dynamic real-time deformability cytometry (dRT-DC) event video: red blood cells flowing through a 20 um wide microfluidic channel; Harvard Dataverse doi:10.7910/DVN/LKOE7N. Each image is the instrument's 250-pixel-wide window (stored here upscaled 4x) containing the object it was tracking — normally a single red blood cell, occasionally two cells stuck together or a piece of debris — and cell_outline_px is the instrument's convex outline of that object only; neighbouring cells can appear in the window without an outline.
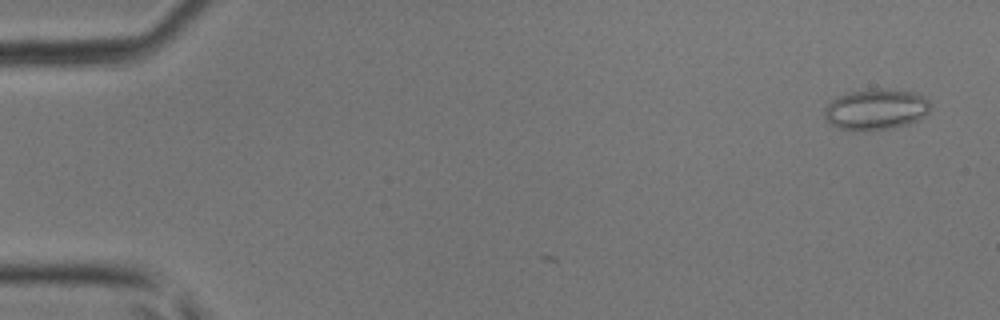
{"species": "common noctule bat (a hibernating species)", "species_latin": "Nyctalus noctula", "temperature_condition": "room temperature", "stored_images_in_passage": 4, "camera_frame_rate_fps": 3000, "um_per_image_px": 0.085, "animal": {"sex": "male", "body_mass_g": 17.9, "forearm_length_mm": 54.2}, "frame": {"image": 1, "passage_image": 1, "time_ms": 0.0, "image_size_px": [1000, 320], "cell_outline_px": [[928, 112], [924, 116], [908, 124], [892, 128], [852, 132], [840, 128], [832, 124], [824, 116], [824, 108], [836, 96], [848, 92], [868, 88], [884, 88], [912, 92], [924, 96], [928, 100]], "centroid_in_image_um": [74.41, 9.29], "position_along_channel_um": 10.6, "area_um2": 25.43}}